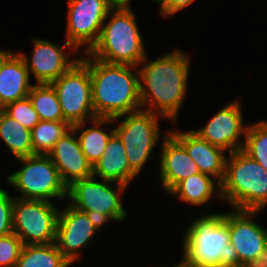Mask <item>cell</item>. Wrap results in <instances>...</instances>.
I'll use <instances>...</instances> for the list:
<instances>
[{"instance_id":"cell-25","label":"cell","mask_w":267,"mask_h":267,"mask_svg":"<svg viewBox=\"0 0 267 267\" xmlns=\"http://www.w3.org/2000/svg\"><path fill=\"white\" fill-rule=\"evenodd\" d=\"M28 97L41 121L64 120L57 93L51 84L33 85Z\"/></svg>"},{"instance_id":"cell-22","label":"cell","mask_w":267,"mask_h":267,"mask_svg":"<svg viewBox=\"0 0 267 267\" xmlns=\"http://www.w3.org/2000/svg\"><path fill=\"white\" fill-rule=\"evenodd\" d=\"M0 138L17 159L33 156L31 130L0 109Z\"/></svg>"},{"instance_id":"cell-10","label":"cell","mask_w":267,"mask_h":267,"mask_svg":"<svg viewBox=\"0 0 267 267\" xmlns=\"http://www.w3.org/2000/svg\"><path fill=\"white\" fill-rule=\"evenodd\" d=\"M59 211L52 202L14 197L13 233L23 245L54 243Z\"/></svg>"},{"instance_id":"cell-28","label":"cell","mask_w":267,"mask_h":267,"mask_svg":"<svg viewBox=\"0 0 267 267\" xmlns=\"http://www.w3.org/2000/svg\"><path fill=\"white\" fill-rule=\"evenodd\" d=\"M2 109L29 130H32L40 121L39 115L33 108L29 97L9 103Z\"/></svg>"},{"instance_id":"cell-19","label":"cell","mask_w":267,"mask_h":267,"mask_svg":"<svg viewBox=\"0 0 267 267\" xmlns=\"http://www.w3.org/2000/svg\"><path fill=\"white\" fill-rule=\"evenodd\" d=\"M30 74L19 53L12 51L0 64V109L28 97L32 84Z\"/></svg>"},{"instance_id":"cell-35","label":"cell","mask_w":267,"mask_h":267,"mask_svg":"<svg viewBox=\"0 0 267 267\" xmlns=\"http://www.w3.org/2000/svg\"><path fill=\"white\" fill-rule=\"evenodd\" d=\"M11 51L7 50H0V64L2 60L10 53Z\"/></svg>"},{"instance_id":"cell-31","label":"cell","mask_w":267,"mask_h":267,"mask_svg":"<svg viewBox=\"0 0 267 267\" xmlns=\"http://www.w3.org/2000/svg\"><path fill=\"white\" fill-rule=\"evenodd\" d=\"M195 0H166V3L159 9L163 16L169 17L183 10Z\"/></svg>"},{"instance_id":"cell-21","label":"cell","mask_w":267,"mask_h":267,"mask_svg":"<svg viewBox=\"0 0 267 267\" xmlns=\"http://www.w3.org/2000/svg\"><path fill=\"white\" fill-rule=\"evenodd\" d=\"M214 181L211 176L199 172L180 181L168 194L176 195L180 201L192 205L205 204L212 198L214 191L218 190L220 194V184Z\"/></svg>"},{"instance_id":"cell-33","label":"cell","mask_w":267,"mask_h":267,"mask_svg":"<svg viewBox=\"0 0 267 267\" xmlns=\"http://www.w3.org/2000/svg\"><path fill=\"white\" fill-rule=\"evenodd\" d=\"M131 0H107L110 10H131Z\"/></svg>"},{"instance_id":"cell-12","label":"cell","mask_w":267,"mask_h":267,"mask_svg":"<svg viewBox=\"0 0 267 267\" xmlns=\"http://www.w3.org/2000/svg\"><path fill=\"white\" fill-rule=\"evenodd\" d=\"M66 41L77 51L82 45H88L84 53L89 52L97 43L102 26L109 16L107 0H67Z\"/></svg>"},{"instance_id":"cell-27","label":"cell","mask_w":267,"mask_h":267,"mask_svg":"<svg viewBox=\"0 0 267 267\" xmlns=\"http://www.w3.org/2000/svg\"><path fill=\"white\" fill-rule=\"evenodd\" d=\"M242 151L267 171V121L248 124Z\"/></svg>"},{"instance_id":"cell-30","label":"cell","mask_w":267,"mask_h":267,"mask_svg":"<svg viewBox=\"0 0 267 267\" xmlns=\"http://www.w3.org/2000/svg\"><path fill=\"white\" fill-rule=\"evenodd\" d=\"M14 197L0 188V237L13 232Z\"/></svg>"},{"instance_id":"cell-26","label":"cell","mask_w":267,"mask_h":267,"mask_svg":"<svg viewBox=\"0 0 267 267\" xmlns=\"http://www.w3.org/2000/svg\"><path fill=\"white\" fill-rule=\"evenodd\" d=\"M72 126L64 121H39L31 130V143L34 155H48L55 143Z\"/></svg>"},{"instance_id":"cell-7","label":"cell","mask_w":267,"mask_h":267,"mask_svg":"<svg viewBox=\"0 0 267 267\" xmlns=\"http://www.w3.org/2000/svg\"><path fill=\"white\" fill-rule=\"evenodd\" d=\"M94 176L74 181L68 187L67 199L69 204L77 210L87 212L100 223L105 224L108 219L123 221L127 213L121 202V194L127 185L103 180L99 182Z\"/></svg>"},{"instance_id":"cell-4","label":"cell","mask_w":267,"mask_h":267,"mask_svg":"<svg viewBox=\"0 0 267 267\" xmlns=\"http://www.w3.org/2000/svg\"><path fill=\"white\" fill-rule=\"evenodd\" d=\"M111 19L104 22L100 37L87 52L93 58L110 64L138 67L147 54L131 10H110ZM106 23V24H105Z\"/></svg>"},{"instance_id":"cell-36","label":"cell","mask_w":267,"mask_h":267,"mask_svg":"<svg viewBox=\"0 0 267 267\" xmlns=\"http://www.w3.org/2000/svg\"><path fill=\"white\" fill-rule=\"evenodd\" d=\"M172 267V266H171ZM173 267H191L189 265H187L183 260L180 261V263H178L177 265L173 266Z\"/></svg>"},{"instance_id":"cell-20","label":"cell","mask_w":267,"mask_h":267,"mask_svg":"<svg viewBox=\"0 0 267 267\" xmlns=\"http://www.w3.org/2000/svg\"><path fill=\"white\" fill-rule=\"evenodd\" d=\"M93 176L127 186L137 177L128 164L126 149L116 133L110 137L103 155L93 166Z\"/></svg>"},{"instance_id":"cell-24","label":"cell","mask_w":267,"mask_h":267,"mask_svg":"<svg viewBox=\"0 0 267 267\" xmlns=\"http://www.w3.org/2000/svg\"><path fill=\"white\" fill-rule=\"evenodd\" d=\"M112 122H115L113 118L97 117L91 120L95 127L84 129L79 133L81 149L92 167L100 160L110 137L115 133L114 128L109 130V133L102 128L104 124Z\"/></svg>"},{"instance_id":"cell-8","label":"cell","mask_w":267,"mask_h":267,"mask_svg":"<svg viewBox=\"0 0 267 267\" xmlns=\"http://www.w3.org/2000/svg\"><path fill=\"white\" fill-rule=\"evenodd\" d=\"M55 89L64 121L71 126L97 118L92 105V85L88 64L80 59L51 83Z\"/></svg>"},{"instance_id":"cell-5","label":"cell","mask_w":267,"mask_h":267,"mask_svg":"<svg viewBox=\"0 0 267 267\" xmlns=\"http://www.w3.org/2000/svg\"><path fill=\"white\" fill-rule=\"evenodd\" d=\"M183 261L191 267H217L229 262V231L225 213L201 216L188 226Z\"/></svg>"},{"instance_id":"cell-13","label":"cell","mask_w":267,"mask_h":267,"mask_svg":"<svg viewBox=\"0 0 267 267\" xmlns=\"http://www.w3.org/2000/svg\"><path fill=\"white\" fill-rule=\"evenodd\" d=\"M103 224L87 212L68 205L59 211L55 243L63 256L72 264L81 257V250Z\"/></svg>"},{"instance_id":"cell-11","label":"cell","mask_w":267,"mask_h":267,"mask_svg":"<svg viewBox=\"0 0 267 267\" xmlns=\"http://www.w3.org/2000/svg\"><path fill=\"white\" fill-rule=\"evenodd\" d=\"M232 210L225 213L229 231V262L243 265L257 258L267 246V229L252 220L260 210Z\"/></svg>"},{"instance_id":"cell-6","label":"cell","mask_w":267,"mask_h":267,"mask_svg":"<svg viewBox=\"0 0 267 267\" xmlns=\"http://www.w3.org/2000/svg\"><path fill=\"white\" fill-rule=\"evenodd\" d=\"M23 167L7 176V181L20 191L23 199H66L68 187L62 181L57 167L48 155H33L17 158Z\"/></svg>"},{"instance_id":"cell-37","label":"cell","mask_w":267,"mask_h":267,"mask_svg":"<svg viewBox=\"0 0 267 267\" xmlns=\"http://www.w3.org/2000/svg\"><path fill=\"white\" fill-rule=\"evenodd\" d=\"M156 1L157 3H160V8L166 3V0H154Z\"/></svg>"},{"instance_id":"cell-14","label":"cell","mask_w":267,"mask_h":267,"mask_svg":"<svg viewBox=\"0 0 267 267\" xmlns=\"http://www.w3.org/2000/svg\"><path fill=\"white\" fill-rule=\"evenodd\" d=\"M34 47L31 60L24 53H19L29 71L33 74L36 84H51L62 74L68 71L79 58L70 59L64 53V48L69 49L70 53L76 52V48L68 41L60 47L58 44L43 40L33 39ZM70 60V61H69Z\"/></svg>"},{"instance_id":"cell-18","label":"cell","mask_w":267,"mask_h":267,"mask_svg":"<svg viewBox=\"0 0 267 267\" xmlns=\"http://www.w3.org/2000/svg\"><path fill=\"white\" fill-rule=\"evenodd\" d=\"M169 132L185 147L191 159L198 166L199 172L214 177L218 184L225 175V151L202 139L193 130L187 132Z\"/></svg>"},{"instance_id":"cell-32","label":"cell","mask_w":267,"mask_h":267,"mask_svg":"<svg viewBox=\"0 0 267 267\" xmlns=\"http://www.w3.org/2000/svg\"><path fill=\"white\" fill-rule=\"evenodd\" d=\"M243 265L244 267H267V246L257 258L249 260Z\"/></svg>"},{"instance_id":"cell-23","label":"cell","mask_w":267,"mask_h":267,"mask_svg":"<svg viewBox=\"0 0 267 267\" xmlns=\"http://www.w3.org/2000/svg\"><path fill=\"white\" fill-rule=\"evenodd\" d=\"M56 243L23 245L16 267H68Z\"/></svg>"},{"instance_id":"cell-29","label":"cell","mask_w":267,"mask_h":267,"mask_svg":"<svg viewBox=\"0 0 267 267\" xmlns=\"http://www.w3.org/2000/svg\"><path fill=\"white\" fill-rule=\"evenodd\" d=\"M23 243L15 234L10 233L0 237V266L16 267Z\"/></svg>"},{"instance_id":"cell-16","label":"cell","mask_w":267,"mask_h":267,"mask_svg":"<svg viewBox=\"0 0 267 267\" xmlns=\"http://www.w3.org/2000/svg\"><path fill=\"white\" fill-rule=\"evenodd\" d=\"M85 122L75 124L54 145L48 156L57 167L62 181L69 187L74 181L93 176V167L84 155L78 137ZM76 136V137H74Z\"/></svg>"},{"instance_id":"cell-15","label":"cell","mask_w":267,"mask_h":267,"mask_svg":"<svg viewBox=\"0 0 267 267\" xmlns=\"http://www.w3.org/2000/svg\"><path fill=\"white\" fill-rule=\"evenodd\" d=\"M243 125L241 104L235 101L216 112L204 127L193 131L210 144L233 153L242 150L244 139H240L247 131V125Z\"/></svg>"},{"instance_id":"cell-1","label":"cell","mask_w":267,"mask_h":267,"mask_svg":"<svg viewBox=\"0 0 267 267\" xmlns=\"http://www.w3.org/2000/svg\"><path fill=\"white\" fill-rule=\"evenodd\" d=\"M141 65L143 67L140 68ZM137 68L141 109L176 122L187 92L189 55L175 50L150 62L146 56Z\"/></svg>"},{"instance_id":"cell-34","label":"cell","mask_w":267,"mask_h":267,"mask_svg":"<svg viewBox=\"0 0 267 267\" xmlns=\"http://www.w3.org/2000/svg\"><path fill=\"white\" fill-rule=\"evenodd\" d=\"M217 267H244V265H240V264L233 263V262H227Z\"/></svg>"},{"instance_id":"cell-9","label":"cell","mask_w":267,"mask_h":267,"mask_svg":"<svg viewBox=\"0 0 267 267\" xmlns=\"http://www.w3.org/2000/svg\"><path fill=\"white\" fill-rule=\"evenodd\" d=\"M121 117L124 120L114 132L124 144L130 168L138 175L160 138L158 119L162 116L141 109L113 119L116 122Z\"/></svg>"},{"instance_id":"cell-3","label":"cell","mask_w":267,"mask_h":267,"mask_svg":"<svg viewBox=\"0 0 267 267\" xmlns=\"http://www.w3.org/2000/svg\"><path fill=\"white\" fill-rule=\"evenodd\" d=\"M219 195L235 210L261 211L267 206V171L242 150L229 153Z\"/></svg>"},{"instance_id":"cell-2","label":"cell","mask_w":267,"mask_h":267,"mask_svg":"<svg viewBox=\"0 0 267 267\" xmlns=\"http://www.w3.org/2000/svg\"><path fill=\"white\" fill-rule=\"evenodd\" d=\"M86 54L96 117L114 118L141 110L139 71L136 66L110 64ZM132 69V70H131Z\"/></svg>"},{"instance_id":"cell-17","label":"cell","mask_w":267,"mask_h":267,"mask_svg":"<svg viewBox=\"0 0 267 267\" xmlns=\"http://www.w3.org/2000/svg\"><path fill=\"white\" fill-rule=\"evenodd\" d=\"M164 135L160 154V180L169 193L180 181L199 173L185 147L169 132Z\"/></svg>"}]
</instances>
